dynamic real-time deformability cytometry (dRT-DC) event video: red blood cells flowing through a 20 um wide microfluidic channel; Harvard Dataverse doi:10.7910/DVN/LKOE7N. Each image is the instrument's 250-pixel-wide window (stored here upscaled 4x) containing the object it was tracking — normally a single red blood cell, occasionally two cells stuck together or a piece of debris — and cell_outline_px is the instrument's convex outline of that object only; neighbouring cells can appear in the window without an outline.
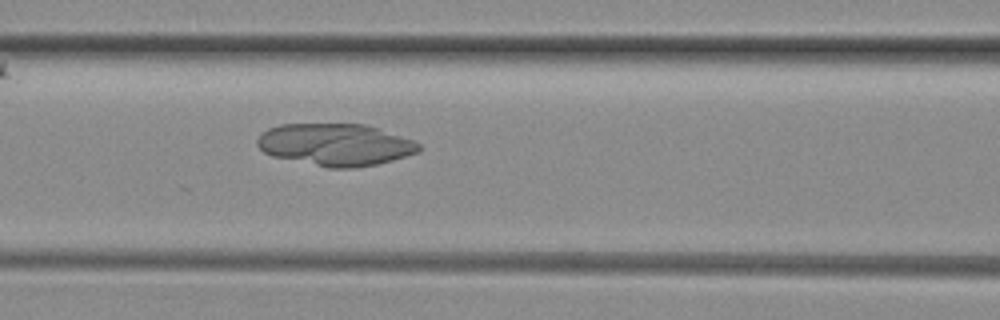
{"species": "common noctule bat (a hibernating species)", "species_latin": "Nyctalus noctula", "temperature_condition": "room temperature", "stored_images_in_passage": 6, "camera_frame_rate_fps": 3000, "um_per_image_px": 0.085, "animal": {"sex": "female", "body_mass_g": 29.2, "forearm_length_mm": 56.3}, "frame": {"image": 1, "passage_image": 6, "time_ms": 1.667, "image_size_px": [1000, 320], "cell_outline_px": [[420, 152], [392, 160], [376, 164], [356, 168], [328, 168], [272, 156], [264, 152], [256, 144], [256, 140], [260, 132], [268, 128], [280, 124], [368, 124], [412, 140], [420, 144]], "centroid_in_image_um": [28.48, 12.29], "position_along_channel_um": 138.1, "area_um2": 39.88}}